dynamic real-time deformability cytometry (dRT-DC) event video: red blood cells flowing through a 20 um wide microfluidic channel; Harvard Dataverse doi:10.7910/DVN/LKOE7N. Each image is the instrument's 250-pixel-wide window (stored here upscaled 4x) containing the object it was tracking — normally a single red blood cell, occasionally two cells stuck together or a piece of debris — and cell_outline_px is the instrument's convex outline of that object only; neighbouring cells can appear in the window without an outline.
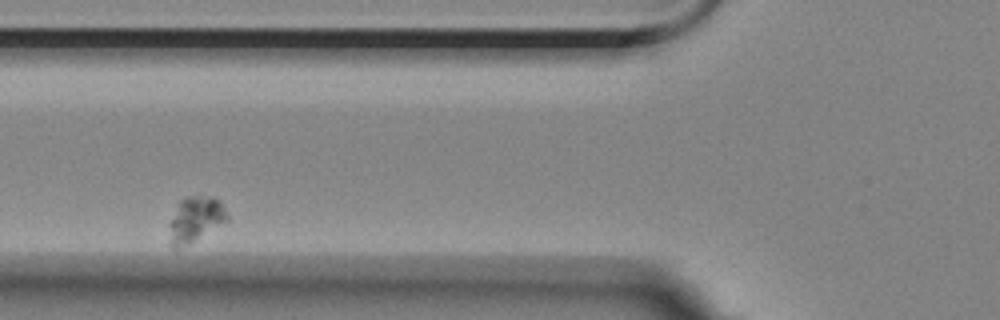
{"species": "Egyptian fruit bat (a non-hibernating species)", "species_latin": "Rousettus aegyptiacus", "temperature_condition": "room temperature", "stored_images_in_passage": 3, "camera_frame_rate_fps": 3000, "um_per_image_px": 0.085, "animal": {"sex": "female"}, "frame": {"image": 1, "passage_image": 2, "time_ms": 1.333, "image_size_px": [1000, 320], "cell_outline_px": [[228, 220], [188, 244], [176, 248], [172, 248], [168, 244], [168, 224], [176, 204], [184, 196], [212, 196], [220, 200], [228, 216]], "centroid_in_image_um": [16.54, 18.63], "position_along_channel_um": 109.3, "area_um2": 15.61}}